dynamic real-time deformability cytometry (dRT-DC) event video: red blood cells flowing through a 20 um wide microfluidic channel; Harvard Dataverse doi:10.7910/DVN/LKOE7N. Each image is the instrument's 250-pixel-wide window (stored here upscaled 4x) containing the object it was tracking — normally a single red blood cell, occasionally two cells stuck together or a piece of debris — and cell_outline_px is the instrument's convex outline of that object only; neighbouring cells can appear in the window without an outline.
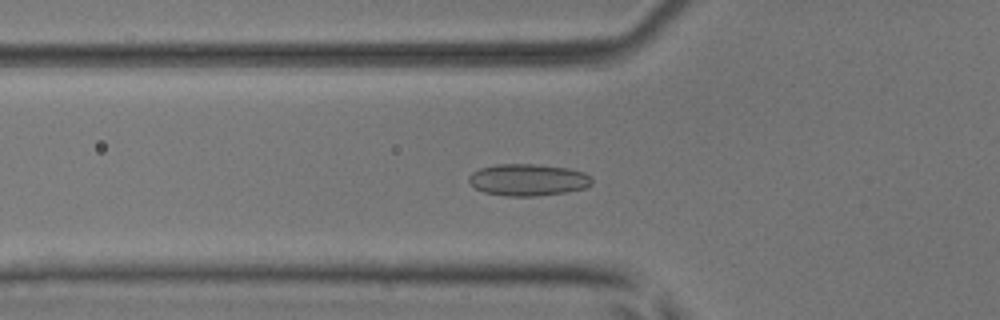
{"species": "common noctule bat (a hibernating species)", "species_latin": "Nyctalus noctula", "temperature_condition": "room temperature", "stored_images_in_passage": 46, "camera_frame_rate_fps": 3000, "um_per_image_px": 0.085, "animal": {"sex": "male", "body_mass_g": 17.9, "forearm_length_mm": 54.2}, "frame": {"image": 1, "passage_image": 11, "time_ms": 3.333, "image_size_px": [1000, 320], "cell_outline_px": [[592, 184], [584, 188], [564, 192], [536, 196], [504, 196], [484, 192], [476, 188], [468, 180], [468, 176], [472, 172], [480, 168], [496, 164], [532, 164], [568, 168], [584, 172], [592, 176]], "centroid_in_image_um": [44.88, 15.28], "position_along_channel_um": 80.9, "area_um2": 22.83}}
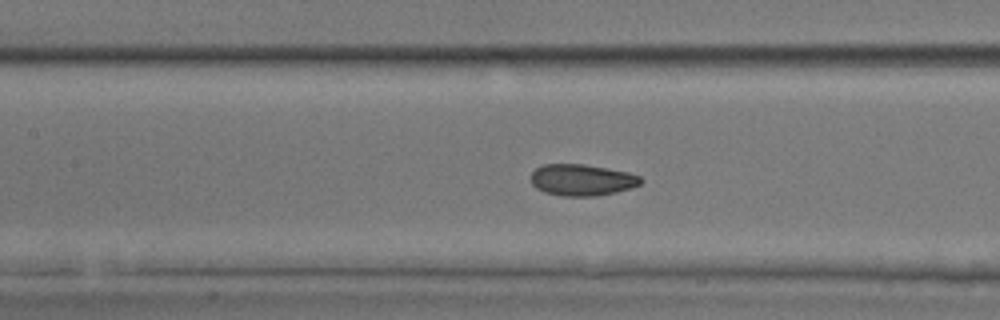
{"frame": {"image": 2, "passage_image": 17, "time_ms": 5.333, "image_size_px": [1000, 320], "cell_outline_px": [[644, 180], [640, 184], [632, 188], [616, 192], [596, 196], [564, 196], [544, 192], [536, 188], [532, 184], [532, 172], [536, 168], [544, 164], [584, 164], [628, 172], [640, 176]], "centroid_in_image_um": [49.48, 15.3], "position_along_channel_um": 157.9, "area_um2": 20.17}}
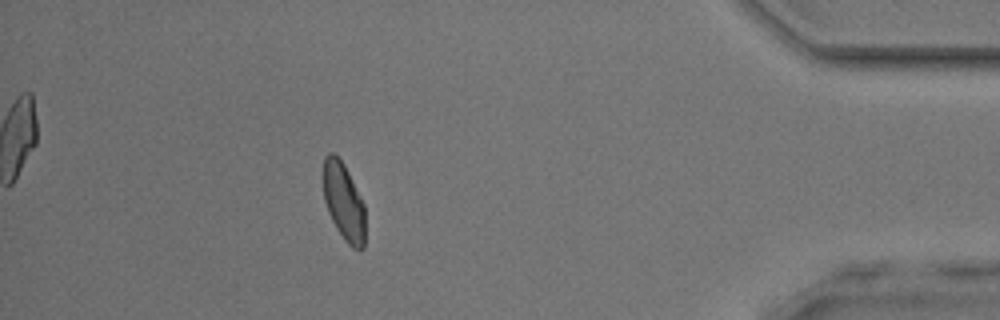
{"frame": {"image": 3, "passage_image": 40, "time_ms": 13.0, "image_size_px": [1000, 320], "cell_outline_px": [[364, 248], [360, 252], [352, 248], [344, 240], [336, 228], [328, 212], [324, 200], [320, 172], [324, 156], [328, 152], [332, 152], [344, 164], [364, 204]], "centroid_in_image_um": [29.16, 17.12], "position_along_channel_um": 406.0, "area_um2": 19.48}, "authors_computed_cell_mechanics": {"area_um2": 20.0855, "velocity_mm_per_s": 3.8395, "shape_relaxation_time_tau1_ms": 5.4023, "shape_relaxation_time_tau2_ms": null, "deformation_change_tau1": 0.1077, "deformation_change_tau2": null}}